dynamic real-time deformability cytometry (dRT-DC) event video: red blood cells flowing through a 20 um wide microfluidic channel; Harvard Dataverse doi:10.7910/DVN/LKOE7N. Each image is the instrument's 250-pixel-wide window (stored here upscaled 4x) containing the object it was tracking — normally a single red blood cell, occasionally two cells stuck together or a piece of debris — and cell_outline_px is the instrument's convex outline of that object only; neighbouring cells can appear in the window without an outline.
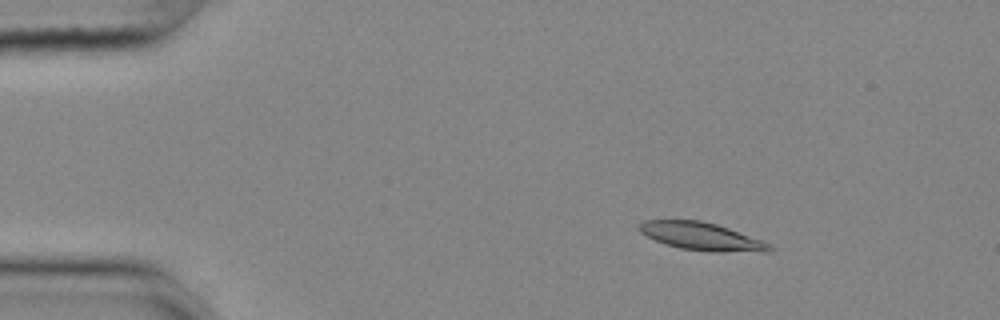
{"species": "common noctule bat (a hibernating species)", "species_latin": "Nyctalus noctula", "temperature_condition": "cold", "stored_images_in_passage": 56, "camera_frame_rate_fps": 3000, "um_per_image_px": 0.085, "animal": {"sex": "female", "body_mass_g": 25.1}, "frame": {"image": 1, "passage_image": 9, "time_ms": 2.667, "image_size_px": [1000, 320], "cell_outline_px": [[776, 248], [768, 252], [712, 252], [680, 248], [664, 244], [640, 232], [636, 228], [636, 224], [644, 220], [700, 220], [716, 224], [728, 228], [760, 240]], "centroid_in_image_um": [59.59, 20.1], "position_along_channel_um": 25.4, "area_um2": 21.15}}
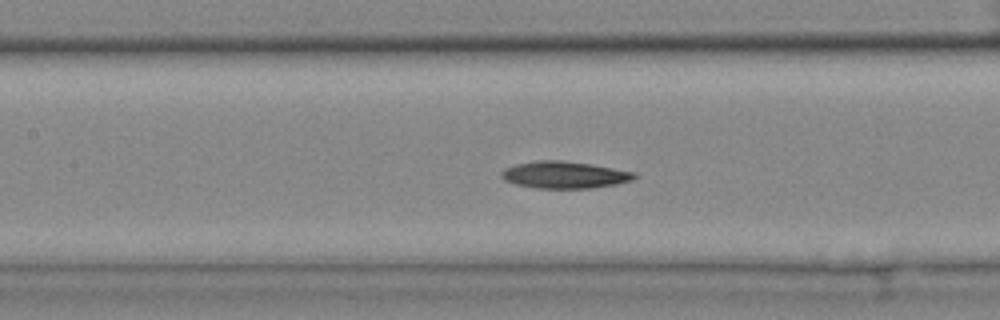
{"frame": {"image": 2, "passage_image": 26, "time_ms": 8.333, "image_size_px": [1000, 320], "cell_outline_px": [[636, 176], [632, 180], [616, 184], [592, 188], [536, 188], [516, 184], [504, 180], [500, 176], [500, 172], [504, 168], [516, 164], [540, 160], [560, 160], [588, 164], [636, 172]], "centroid_in_image_um": [47.94, 14.86], "position_along_channel_um": 159.5, "area_um2": 20.75}}
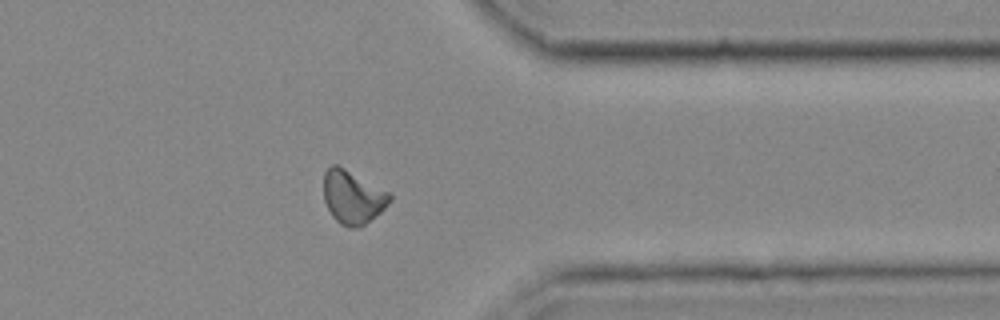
{"frame": {"image": 3, "passage_image": 45, "time_ms": 14.667, "image_size_px": [1000, 320], "cell_outline_px": [[392, 200], [380, 212], [360, 228], [348, 228], [340, 224], [332, 216], [324, 200], [324, 172], [332, 164], [336, 164], [392, 192]], "centroid_in_image_um": [30.0, 16.76], "position_along_channel_um": 381.4, "area_um2": 20.75}}